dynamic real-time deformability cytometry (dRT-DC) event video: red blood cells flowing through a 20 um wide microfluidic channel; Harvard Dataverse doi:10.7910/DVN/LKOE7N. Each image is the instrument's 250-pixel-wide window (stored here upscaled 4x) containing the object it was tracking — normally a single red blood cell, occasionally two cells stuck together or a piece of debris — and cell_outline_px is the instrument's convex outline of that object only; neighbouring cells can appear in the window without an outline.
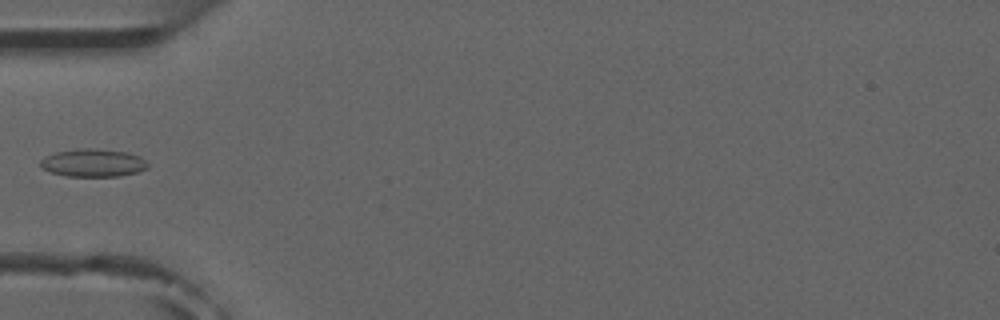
{"species": "common noctule bat (a hibernating species)", "species_latin": "Nyctalus noctula", "temperature_condition": "room temperature", "stored_images_in_passage": 5, "camera_frame_rate_fps": 3000, "um_per_image_px": 0.085, "animal": {"sex": "male", "forearm_length_mm": 52.5}, "frame": {"image": 1, "passage_image": 4, "time_ms": 3.667, "image_size_px": [1000, 320], "cell_outline_px": [[148, 168], [136, 172], [120, 176], [64, 176], [52, 172], [44, 168], [40, 164], [40, 160], [44, 156], [56, 152], [84, 148], [96, 148], [128, 152], [140, 156], [148, 164]], "centroid_in_image_um": [7.93, 13.83], "position_along_channel_um": 77.1, "area_um2": 17.4}}
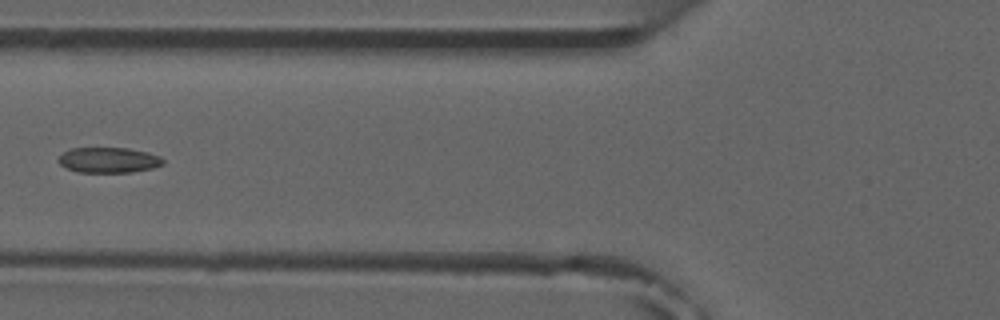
{"frame": {"image": 2, "passage_image": 5, "time_ms": 4.667, "image_size_px": [1000, 320], "cell_outline_px": [[164, 164], [152, 168], [132, 172], [76, 172], [60, 164], [56, 160], [64, 152], [72, 148], [124, 148], [148, 152], [160, 156], [164, 160]], "centroid_in_image_um": [9.24, 13.61], "position_along_channel_um": 116.6, "area_um2": 15.43}}